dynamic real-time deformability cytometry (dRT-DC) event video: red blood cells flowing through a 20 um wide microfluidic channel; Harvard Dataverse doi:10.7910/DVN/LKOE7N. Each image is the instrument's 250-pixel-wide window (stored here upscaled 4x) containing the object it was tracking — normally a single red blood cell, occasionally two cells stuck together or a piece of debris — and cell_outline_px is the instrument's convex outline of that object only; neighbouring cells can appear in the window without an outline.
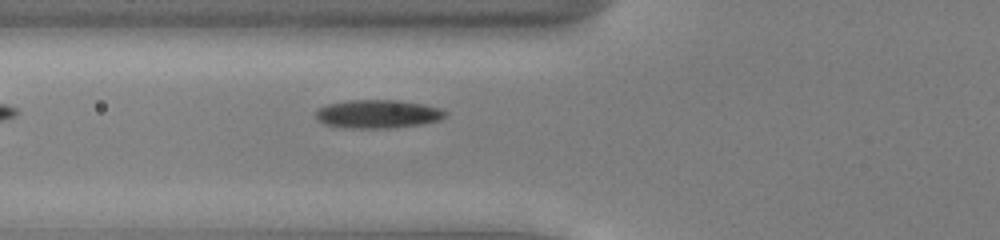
{"species": "common noctule bat (a hibernating species)", "species_latin": "Nyctalus noctula", "temperature_condition": "cold", "stored_images_in_passage": 37, "camera_frame_rate_fps": 3000, "um_per_image_px": 0.085, "animal": {"sex": "male", "body_mass_g": 13.0, "forearm_length_mm": 53.1}, "frame": {"image": 1, "passage_image": 4, "time_ms": 1.0, "image_size_px": [1000, 240], "cell_outline_px": [[448, 116], [440, 120], [424, 124], [392, 128], [348, 128], [324, 124], [316, 120], [316, 112], [320, 108], [328, 104], [348, 100], [396, 100], [420, 104], [440, 108], [448, 112]], "centroid_in_image_um": [32.14, 9.7], "position_along_channel_um": 93.7, "area_um2": 21.56}}
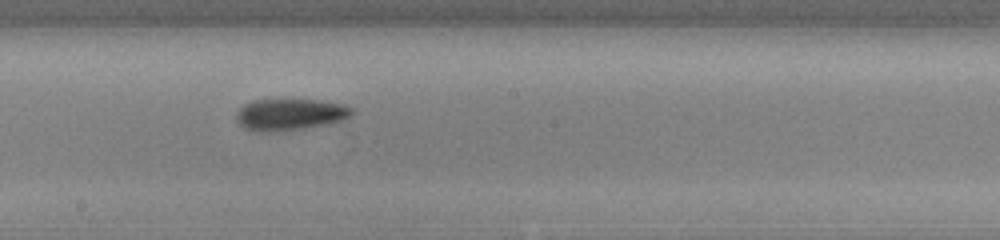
{"frame": {"image": 2, "passage_image": 14, "time_ms": 4.333, "image_size_px": [1000, 240], "cell_outline_px": [[352, 116], [332, 124], [304, 128], [264, 132], [260, 132], [244, 128], [236, 120], [236, 112], [244, 104], [252, 100], [276, 96], [320, 100], [340, 104], [352, 108]], "centroid_in_image_um": [24.62, 9.67], "position_along_channel_um": 223.6, "area_um2": 22.2}}
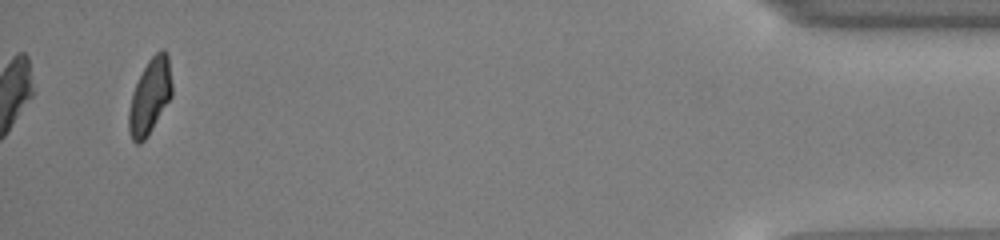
{"frame": {"image": 3, "passage_image": 35, "time_ms": 11.333, "image_size_px": [1000, 240], "cell_outline_px": [[172, 96], [148, 136], [140, 144], [136, 144], [132, 140], [128, 128], [128, 112], [132, 92], [148, 60], [160, 48], [164, 48], [168, 52], [172, 84]], "centroid_in_image_um": [12.75, 8.18], "position_along_channel_um": 422.4, "area_um2": 19.13}, "authors_computed_cell_mechanics": {"area_um2": 20.0566, "velocity_mm_per_s": 3.8899, "shape_relaxation_time_tau1_ms": 5.3248, "shape_relaxation_time_tau2_ms": 5.544, "deformation_change_tau1": 0.1242, "deformation_change_tau2": 0.1182}}